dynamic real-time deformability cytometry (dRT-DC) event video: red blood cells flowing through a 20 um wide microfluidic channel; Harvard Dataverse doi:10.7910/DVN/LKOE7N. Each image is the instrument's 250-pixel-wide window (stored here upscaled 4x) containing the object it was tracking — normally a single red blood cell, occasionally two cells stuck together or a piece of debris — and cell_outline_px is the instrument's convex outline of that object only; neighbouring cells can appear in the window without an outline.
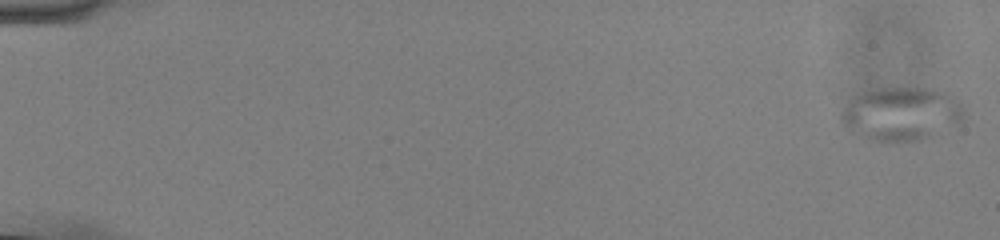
{"species": "common noctule bat (a hibernating species)", "species_latin": "Nyctalus noctula", "temperature_condition": "cold", "stored_images_in_passage": 56, "camera_frame_rate_fps": 3000, "um_per_image_px": 0.085, "animal": {"sex": "male", "body_mass_g": 13.0, "forearm_length_mm": 53.1}, "frame": {"image": 1, "passage_image": 1, "time_ms": 0.0, "image_size_px": [1000, 240], "cell_outline_px": [[968, 112], [964, 120], [960, 124], [940, 136], [920, 140], [896, 144], [880, 144], [856, 136], [848, 132], [840, 124], [840, 112], [848, 100], [864, 92], [880, 88], [920, 88], [948, 92], [968, 104]], "centroid_in_image_um": [76.69, 9.75], "position_along_channel_um": 8.3, "area_um2": 40.86}}
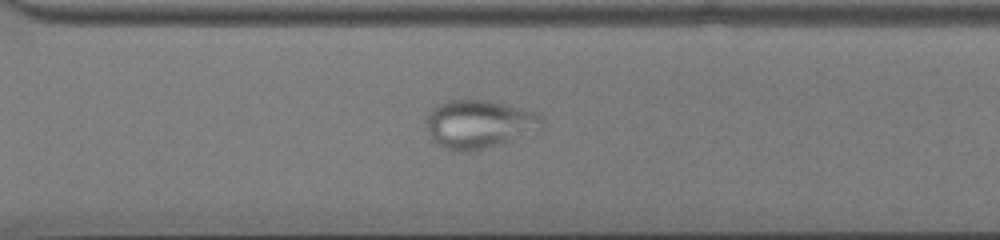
{"frame": {"image": 2, "passage_image": 41, "time_ms": 13.333, "image_size_px": [1000, 240], "cell_outline_px": [[544, 124], [540, 128], [508, 140], [484, 148], [468, 152], [452, 152], [444, 148], [432, 136], [424, 120], [428, 112], [436, 104], [448, 100], [484, 100], [520, 108], [536, 112], [544, 120]], "centroid_in_image_um": [40.66, 10.53], "position_along_channel_um": 329.9, "area_um2": 31.96}}
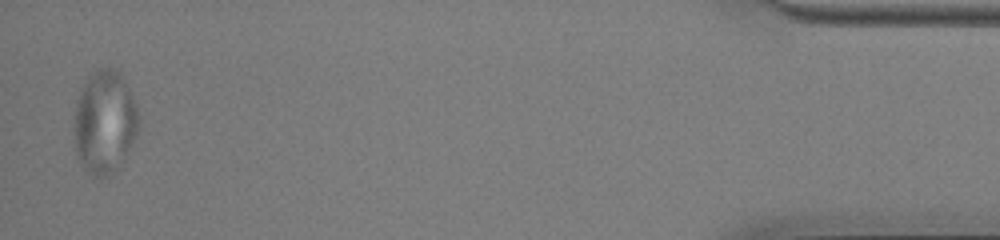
{"frame": {"image": 3, "passage_image": 55, "time_ms": 18.0, "image_size_px": [1000, 240], "cell_outline_px": [[140, 128], [120, 168], [116, 172], [100, 180], [92, 176], [80, 164], [76, 156], [72, 128], [72, 124], [76, 100], [80, 88], [88, 76], [96, 68], [116, 68], [124, 76], [136, 104], [140, 116]], "centroid_in_image_um": [8.88, 10.4], "position_along_channel_um": 426.3, "area_um2": 40.58}}